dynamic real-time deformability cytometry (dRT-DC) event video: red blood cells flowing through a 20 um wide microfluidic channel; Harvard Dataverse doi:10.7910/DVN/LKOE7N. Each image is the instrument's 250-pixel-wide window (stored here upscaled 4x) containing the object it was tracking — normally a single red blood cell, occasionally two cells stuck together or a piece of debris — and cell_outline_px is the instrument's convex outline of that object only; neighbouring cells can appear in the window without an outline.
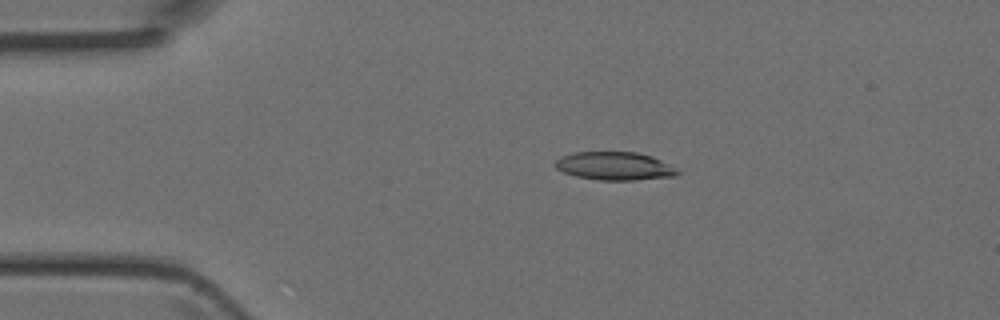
{"species": "Egyptian fruit bat (a non-hibernating species)", "species_latin": "Rousettus aegyptiacus", "temperature_condition": "room temperature", "stored_images_in_passage": 3, "camera_frame_rate_fps": 3000, "um_per_image_px": 0.085, "animal": {"sex": "female"}, "frame": {"image": 1, "passage_image": 2, "time_ms": 0.333, "image_size_px": [1000, 320], "cell_outline_px": [[680, 172], [676, 176], [636, 180], [600, 180], [576, 176], [564, 172], [556, 168], [552, 164], [556, 160], [564, 156], [576, 152], [636, 152], [652, 156], [660, 160]], "centroid_in_image_um": [52.22, 14.12], "position_along_channel_um": 32.8, "area_um2": 19.88}}